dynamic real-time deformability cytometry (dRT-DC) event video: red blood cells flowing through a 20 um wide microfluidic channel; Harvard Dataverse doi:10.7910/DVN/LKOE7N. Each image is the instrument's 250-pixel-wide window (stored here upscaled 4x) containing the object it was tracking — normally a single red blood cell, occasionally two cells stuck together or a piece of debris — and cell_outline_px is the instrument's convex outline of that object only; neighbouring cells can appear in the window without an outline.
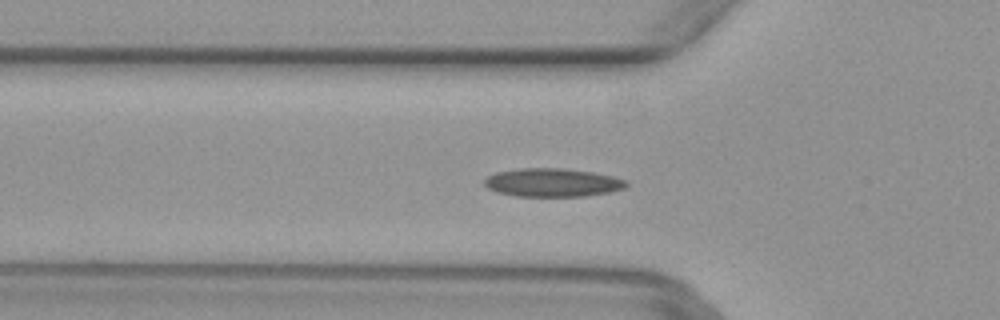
{"species": "common noctule bat (a hibernating species)", "species_latin": "Nyctalus noctula", "temperature_condition": "warm", "stored_images_in_passage": 49, "camera_frame_rate_fps": 3000, "um_per_image_px": 0.085, "animal": {"sex": "female", "body_mass_g": 29.2, "forearm_length_mm": 56.3}, "frame": {"image": 1, "passage_image": 16, "time_ms": 5.0, "image_size_px": [1000, 320], "cell_outline_px": [[628, 184], [624, 188], [608, 192], [584, 196], [516, 196], [496, 192], [488, 188], [484, 184], [484, 180], [488, 176], [496, 172], [520, 168], [568, 168], [592, 172], [612, 176], [628, 180]], "centroid_in_image_um": [46.96, 15.51], "position_along_channel_um": 78.8, "area_um2": 23.52}}
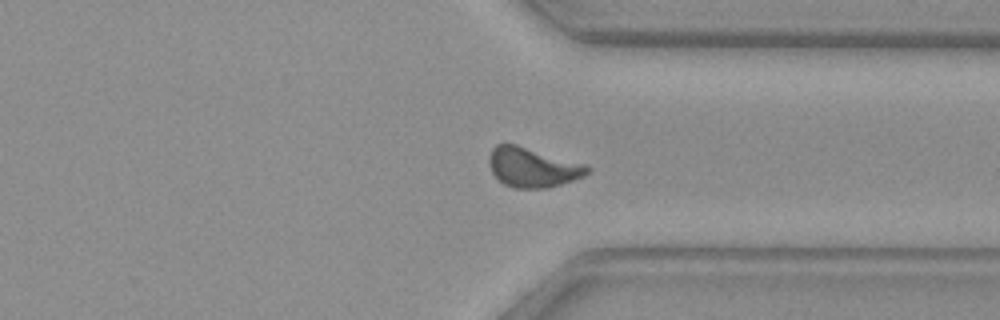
{"frame": {"image": 2, "passage_image": 37, "time_ms": 12.0, "image_size_px": [1000, 320], "cell_outline_px": [[592, 168], [584, 176], [548, 188], [512, 188], [504, 184], [492, 172], [488, 160], [492, 148], [496, 144], [516, 144], [588, 164]], "centroid_in_image_um": [45.3, 14.22], "position_along_channel_um": 366.1, "area_um2": 22.77}}
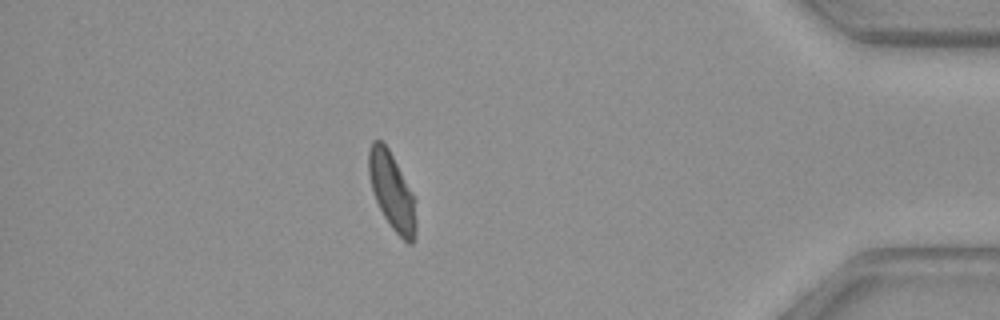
{"frame": {"image": 3, "passage_image": 43, "time_ms": 14.0, "image_size_px": [1000, 320], "cell_outline_px": [[416, 236], [412, 244], [408, 244], [392, 228], [384, 216], [376, 200], [372, 188], [368, 172], [368, 152], [372, 140], [380, 140], [388, 148], [412, 192], [416, 200]], "centroid_in_image_um": [33.33, 16.28], "position_along_channel_um": 401.9, "area_um2": 21.15}}